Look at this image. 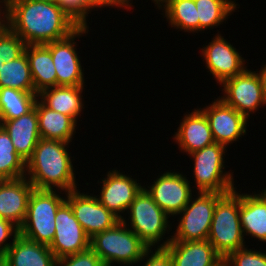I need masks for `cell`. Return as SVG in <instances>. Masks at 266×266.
<instances>
[{"label": "cell", "mask_w": 266, "mask_h": 266, "mask_svg": "<svg viewBox=\"0 0 266 266\" xmlns=\"http://www.w3.org/2000/svg\"><path fill=\"white\" fill-rule=\"evenodd\" d=\"M3 12L5 24L26 45L58 41L80 27L55 1L4 0Z\"/></svg>", "instance_id": "6da1fadb"}, {"label": "cell", "mask_w": 266, "mask_h": 266, "mask_svg": "<svg viewBox=\"0 0 266 266\" xmlns=\"http://www.w3.org/2000/svg\"><path fill=\"white\" fill-rule=\"evenodd\" d=\"M69 144L60 140H39L26 162L25 177L35 189L56 188L66 193L78 188L73 159L67 149Z\"/></svg>", "instance_id": "7a4b0ae2"}, {"label": "cell", "mask_w": 266, "mask_h": 266, "mask_svg": "<svg viewBox=\"0 0 266 266\" xmlns=\"http://www.w3.org/2000/svg\"><path fill=\"white\" fill-rule=\"evenodd\" d=\"M90 248L103 264L133 266L141 261L149 247L120 220L113 227L90 238Z\"/></svg>", "instance_id": "3957f363"}, {"label": "cell", "mask_w": 266, "mask_h": 266, "mask_svg": "<svg viewBox=\"0 0 266 266\" xmlns=\"http://www.w3.org/2000/svg\"><path fill=\"white\" fill-rule=\"evenodd\" d=\"M236 190L225 194L216 203L207 238L223 260L246 246L239 216V192Z\"/></svg>", "instance_id": "277c9868"}, {"label": "cell", "mask_w": 266, "mask_h": 266, "mask_svg": "<svg viewBox=\"0 0 266 266\" xmlns=\"http://www.w3.org/2000/svg\"><path fill=\"white\" fill-rule=\"evenodd\" d=\"M58 193L62 191L34 188L28 201L26 218L19 228L21 236L40 244H51L57 210L66 200V196L62 197Z\"/></svg>", "instance_id": "5b68a950"}, {"label": "cell", "mask_w": 266, "mask_h": 266, "mask_svg": "<svg viewBox=\"0 0 266 266\" xmlns=\"http://www.w3.org/2000/svg\"><path fill=\"white\" fill-rule=\"evenodd\" d=\"M126 213L130 222L127 224L126 217L122 221L149 248L162 247L160 241L165 239V233L170 232L172 227L168 220L170 216L154 202L144 187L137 193Z\"/></svg>", "instance_id": "8992f818"}, {"label": "cell", "mask_w": 266, "mask_h": 266, "mask_svg": "<svg viewBox=\"0 0 266 266\" xmlns=\"http://www.w3.org/2000/svg\"><path fill=\"white\" fill-rule=\"evenodd\" d=\"M226 146L213 143L190 154L193 158V177L198 192L228 194L235 190L233 173L224 171Z\"/></svg>", "instance_id": "52a82bcc"}, {"label": "cell", "mask_w": 266, "mask_h": 266, "mask_svg": "<svg viewBox=\"0 0 266 266\" xmlns=\"http://www.w3.org/2000/svg\"><path fill=\"white\" fill-rule=\"evenodd\" d=\"M225 194L213 192H198L197 197H191L189 203L176 216L179 223L174 235L163 240L162 247L170 241H204L207 240L216 203ZM193 200V201H192Z\"/></svg>", "instance_id": "ba28073f"}, {"label": "cell", "mask_w": 266, "mask_h": 266, "mask_svg": "<svg viewBox=\"0 0 266 266\" xmlns=\"http://www.w3.org/2000/svg\"><path fill=\"white\" fill-rule=\"evenodd\" d=\"M223 96L219 98L249 119L250 114L266 105L261 83L256 71L247 68L240 74L224 80Z\"/></svg>", "instance_id": "9c48e42d"}, {"label": "cell", "mask_w": 266, "mask_h": 266, "mask_svg": "<svg viewBox=\"0 0 266 266\" xmlns=\"http://www.w3.org/2000/svg\"><path fill=\"white\" fill-rule=\"evenodd\" d=\"M89 26L79 27L68 37L44 44L51 52L57 75V86L85 85L84 69L76 49V38L88 33Z\"/></svg>", "instance_id": "30bf717a"}, {"label": "cell", "mask_w": 266, "mask_h": 266, "mask_svg": "<svg viewBox=\"0 0 266 266\" xmlns=\"http://www.w3.org/2000/svg\"><path fill=\"white\" fill-rule=\"evenodd\" d=\"M55 224L54 239L48 247L57 259L90 248V237L75 218L73 210L66 200L57 210Z\"/></svg>", "instance_id": "8fae6325"}, {"label": "cell", "mask_w": 266, "mask_h": 266, "mask_svg": "<svg viewBox=\"0 0 266 266\" xmlns=\"http://www.w3.org/2000/svg\"><path fill=\"white\" fill-rule=\"evenodd\" d=\"M152 183L148 188L143 187L168 216L180 213L192 197L190 181L182 172L167 170Z\"/></svg>", "instance_id": "7c38bea8"}, {"label": "cell", "mask_w": 266, "mask_h": 266, "mask_svg": "<svg viewBox=\"0 0 266 266\" xmlns=\"http://www.w3.org/2000/svg\"><path fill=\"white\" fill-rule=\"evenodd\" d=\"M78 190L66 192V201L70 204L75 218L90 238L96 233L113 227L120 221L117 216L99 202L97 196L80 193Z\"/></svg>", "instance_id": "4fadbf2b"}, {"label": "cell", "mask_w": 266, "mask_h": 266, "mask_svg": "<svg viewBox=\"0 0 266 266\" xmlns=\"http://www.w3.org/2000/svg\"><path fill=\"white\" fill-rule=\"evenodd\" d=\"M201 56L205 60L206 69L210 71L215 81L219 85L226 79L242 73L247 66H245V59L241 53L226 41L219 32L215 37L201 48Z\"/></svg>", "instance_id": "5bb4252c"}, {"label": "cell", "mask_w": 266, "mask_h": 266, "mask_svg": "<svg viewBox=\"0 0 266 266\" xmlns=\"http://www.w3.org/2000/svg\"><path fill=\"white\" fill-rule=\"evenodd\" d=\"M211 103L199 109L208 119L215 143L228 147L246 135L249 120L244 115L225 104L219 97Z\"/></svg>", "instance_id": "9a60e30c"}, {"label": "cell", "mask_w": 266, "mask_h": 266, "mask_svg": "<svg viewBox=\"0 0 266 266\" xmlns=\"http://www.w3.org/2000/svg\"><path fill=\"white\" fill-rule=\"evenodd\" d=\"M105 176L106 178H103L101 182L100 194L95 196L103 206L122 220L124 218L122 214L128 210L143 186L139 180L137 183V179L117 169L110 170Z\"/></svg>", "instance_id": "2e32d148"}, {"label": "cell", "mask_w": 266, "mask_h": 266, "mask_svg": "<svg viewBox=\"0 0 266 266\" xmlns=\"http://www.w3.org/2000/svg\"><path fill=\"white\" fill-rule=\"evenodd\" d=\"M34 186L24 176L0 180V218L20 228L26 218L28 201Z\"/></svg>", "instance_id": "e0dca14e"}, {"label": "cell", "mask_w": 266, "mask_h": 266, "mask_svg": "<svg viewBox=\"0 0 266 266\" xmlns=\"http://www.w3.org/2000/svg\"><path fill=\"white\" fill-rule=\"evenodd\" d=\"M173 138L179 150L190 154L215 143L205 114L198 108L184 114Z\"/></svg>", "instance_id": "ac0fdd59"}, {"label": "cell", "mask_w": 266, "mask_h": 266, "mask_svg": "<svg viewBox=\"0 0 266 266\" xmlns=\"http://www.w3.org/2000/svg\"><path fill=\"white\" fill-rule=\"evenodd\" d=\"M165 248L173 266H225L208 240L170 241Z\"/></svg>", "instance_id": "d6986e66"}, {"label": "cell", "mask_w": 266, "mask_h": 266, "mask_svg": "<svg viewBox=\"0 0 266 266\" xmlns=\"http://www.w3.org/2000/svg\"><path fill=\"white\" fill-rule=\"evenodd\" d=\"M0 125L9 134L16 153L26 163L41 139L36 108L18 118L5 120Z\"/></svg>", "instance_id": "ffe728a7"}, {"label": "cell", "mask_w": 266, "mask_h": 266, "mask_svg": "<svg viewBox=\"0 0 266 266\" xmlns=\"http://www.w3.org/2000/svg\"><path fill=\"white\" fill-rule=\"evenodd\" d=\"M260 193H239V216L243 235H250L264 243L266 242V188Z\"/></svg>", "instance_id": "44dd1931"}, {"label": "cell", "mask_w": 266, "mask_h": 266, "mask_svg": "<svg viewBox=\"0 0 266 266\" xmlns=\"http://www.w3.org/2000/svg\"><path fill=\"white\" fill-rule=\"evenodd\" d=\"M3 258L10 266H55L57 259L48 245L31 241L20 234Z\"/></svg>", "instance_id": "7402d4cb"}, {"label": "cell", "mask_w": 266, "mask_h": 266, "mask_svg": "<svg viewBox=\"0 0 266 266\" xmlns=\"http://www.w3.org/2000/svg\"><path fill=\"white\" fill-rule=\"evenodd\" d=\"M83 86H55L38 94V100L49 109L70 116L76 123L84 109ZM79 115V116H78Z\"/></svg>", "instance_id": "603a6c76"}, {"label": "cell", "mask_w": 266, "mask_h": 266, "mask_svg": "<svg viewBox=\"0 0 266 266\" xmlns=\"http://www.w3.org/2000/svg\"><path fill=\"white\" fill-rule=\"evenodd\" d=\"M35 108L41 139L72 142L77 123L70 116L49 109L39 100L36 101Z\"/></svg>", "instance_id": "cb8c5ba5"}, {"label": "cell", "mask_w": 266, "mask_h": 266, "mask_svg": "<svg viewBox=\"0 0 266 266\" xmlns=\"http://www.w3.org/2000/svg\"><path fill=\"white\" fill-rule=\"evenodd\" d=\"M35 92L57 86V75L50 50L44 45H26L25 51Z\"/></svg>", "instance_id": "d4e9b609"}, {"label": "cell", "mask_w": 266, "mask_h": 266, "mask_svg": "<svg viewBox=\"0 0 266 266\" xmlns=\"http://www.w3.org/2000/svg\"><path fill=\"white\" fill-rule=\"evenodd\" d=\"M157 8H163L164 18L172 28L198 34L199 18L194 0H163Z\"/></svg>", "instance_id": "484cf974"}, {"label": "cell", "mask_w": 266, "mask_h": 266, "mask_svg": "<svg viewBox=\"0 0 266 266\" xmlns=\"http://www.w3.org/2000/svg\"><path fill=\"white\" fill-rule=\"evenodd\" d=\"M38 100L37 93L14 88H0V124L30 112Z\"/></svg>", "instance_id": "4316f807"}, {"label": "cell", "mask_w": 266, "mask_h": 266, "mask_svg": "<svg viewBox=\"0 0 266 266\" xmlns=\"http://www.w3.org/2000/svg\"><path fill=\"white\" fill-rule=\"evenodd\" d=\"M0 88H14L36 93L25 52L17 59L5 62L2 65L0 69Z\"/></svg>", "instance_id": "83f0119b"}, {"label": "cell", "mask_w": 266, "mask_h": 266, "mask_svg": "<svg viewBox=\"0 0 266 266\" xmlns=\"http://www.w3.org/2000/svg\"><path fill=\"white\" fill-rule=\"evenodd\" d=\"M194 2L199 18V32L220 26L239 8L235 0H194Z\"/></svg>", "instance_id": "f1b7e54d"}, {"label": "cell", "mask_w": 266, "mask_h": 266, "mask_svg": "<svg viewBox=\"0 0 266 266\" xmlns=\"http://www.w3.org/2000/svg\"><path fill=\"white\" fill-rule=\"evenodd\" d=\"M26 175V163L16 153L11 138L0 125V179H17Z\"/></svg>", "instance_id": "f546056e"}, {"label": "cell", "mask_w": 266, "mask_h": 266, "mask_svg": "<svg viewBox=\"0 0 266 266\" xmlns=\"http://www.w3.org/2000/svg\"><path fill=\"white\" fill-rule=\"evenodd\" d=\"M26 43L6 24L0 28V60L9 62L25 51Z\"/></svg>", "instance_id": "4dcf8cb0"}, {"label": "cell", "mask_w": 266, "mask_h": 266, "mask_svg": "<svg viewBox=\"0 0 266 266\" xmlns=\"http://www.w3.org/2000/svg\"><path fill=\"white\" fill-rule=\"evenodd\" d=\"M225 266H266V251L248 249L247 246L231 253L225 260Z\"/></svg>", "instance_id": "1f68e13d"}, {"label": "cell", "mask_w": 266, "mask_h": 266, "mask_svg": "<svg viewBox=\"0 0 266 266\" xmlns=\"http://www.w3.org/2000/svg\"><path fill=\"white\" fill-rule=\"evenodd\" d=\"M55 3L80 27L88 26L86 17L92 9L83 0H55Z\"/></svg>", "instance_id": "d6a6232c"}, {"label": "cell", "mask_w": 266, "mask_h": 266, "mask_svg": "<svg viewBox=\"0 0 266 266\" xmlns=\"http://www.w3.org/2000/svg\"><path fill=\"white\" fill-rule=\"evenodd\" d=\"M100 257L91 249L56 259L55 266H102Z\"/></svg>", "instance_id": "836d02e7"}, {"label": "cell", "mask_w": 266, "mask_h": 266, "mask_svg": "<svg viewBox=\"0 0 266 266\" xmlns=\"http://www.w3.org/2000/svg\"><path fill=\"white\" fill-rule=\"evenodd\" d=\"M151 250L152 248H148L144 252L140 264L145 259L147 260H145V264L141 266H173L170 254L165 247L154 248V252Z\"/></svg>", "instance_id": "e575fe53"}, {"label": "cell", "mask_w": 266, "mask_h": 266, "mask_svg": "<svg viewBox=\"0 0 266 266\" xmlns=\"http://www.w3.org/2000/svg\"><path fill=\"white\" fill-rule=\"evenodd\" d=\"M19 235V228L11 221L0 218V256H3L9 247L13 244V240ZM12 239V242H7Z\"/></svg>", "instance_id": "d590c367"}, {"label": "cell", "mask_w": 266, "mask_h": 266, "mask_svg": "<svg viewBox=\"0 0 266 266\" xmlns=\"http://www.w3.org/2000/svg\"><path fill=\"white\" fill-rule=\"evenodd\" d=\"M132 0H104V8L105 7H120V8H123V9H128L131 8L133 5H132ZM131 2V3H130Z\"/></svg>", "instance_id": "8d00e7d4"}, {"label": "cell", "mask_w": 266, "mask_h": 266, "mask_svg": "<svg viewBox=\"0 0 266 266\" xmlns=\"http://www.w3.org/2000/svg\"><path fill=\"white\" fill-rule=\"evenodd\" d=\"M259 72V73H258ZM258 74L264 99L266 100V64L261 67L260 71H256Z\"/></svg>", "instance_id": "74e56055"}, {"label": "cell", "mask_w": 266, "mask_h": 266, "mask_svg": "<svg viewBox=\"0 0 266 266\" xmlns=\"http://www.w3.org/2000/svg\"><path fill=\"white\" fill-rule=\"evenodd\" d=\"M92 10L104 8V0H83ZM98 7V8H97Z\"/></svg>", "instance_id": "f35d334b"}, {"label": "cell", "mask_w": 266, "mask_h": 266, "mask_svg": "<svg viewBox=\"0 0 266 266\" xmlns=\"http://www.w3.org/2000/svg\"><path fill=\"white\" fill-rule=\"evenodd\" d=\"M5 24L4 12L0 11V28Z\"/></svg>", "instance_id": "ab89813d"}, {"label": "cell", "mask_w": 266, "mask_h": 266, "mask_svg": "<svg viewBox=\"0 0 266 266\" xmlns=\"http://www.w3.org/2000/svg\"><path fill=\"white\" fill-rule=\"evenodd\" d=\"M0 266H10L3 256H0Z\"/></svg>", "instance_id": "60d3db41"}, {"label": "cell", "mask_w": 266, "mask_h": 266, "mask_svg": "<svg viewBox=\"0 0 266 266\" xmlns=\"http://www.w3.org/2000/svg\"><path fill=\"white\" fill-rule=\"evenodd\" d=\"M153 1V3H155V7L157 6L158 7V5L163 1V0H152Z\"/></svg>", "instance_id": "b9f144b4"}, {"label": "cell", "mask_w": 266, "mask_h": 266, "mask_svg": "<svg viewBox=\"0 0 266 266\" xmlns=\"http://www.w3.org/2000/svg\"><path fill=\"white\" fill-rule=\"evenodd\" d=\"M3 1H4V0H0V4H1V5H0V6H1V7H0V11H3Z\"/></svg>", "instance_id": "7bdbcfd3"}, {"label": "cell", "mask_w": 266, "mask_h": 266, "mask_svg": "<svg viewBox=\"0 0 266 266\" xmlns=\"http://www.w3.org/2000/svg\"><path fill=\"white\" fill-rule=\"evenodd\" d=\"M2 65H4V62L0 60V69L2 68Z\"/></svg>", "instance_id": "ee69618b"}]
</instances>
